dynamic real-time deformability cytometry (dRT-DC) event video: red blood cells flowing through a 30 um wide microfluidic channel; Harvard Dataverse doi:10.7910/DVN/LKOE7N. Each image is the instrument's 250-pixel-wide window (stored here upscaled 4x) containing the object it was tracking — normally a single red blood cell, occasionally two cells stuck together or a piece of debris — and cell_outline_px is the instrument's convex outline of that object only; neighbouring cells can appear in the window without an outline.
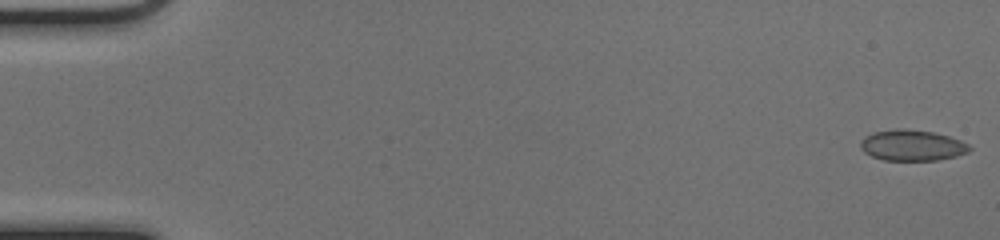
{"species": "common noctule bat (a hibernating species)", "species_latin": "Nyctalus noctula", "temperature_condition": "cold", "stored_images_in_passage": 4, "camera_frame_rate_fps": 3000, "um_per_image_px": 0.085, "animal": {"sex": "female", "body_mass_g": 17.0, "forearm_length_mm": 48.0}, "frame": {"image": 1, "passage_image": 1, "time_ms": 0.0, "image_size_px": [1000, 240], "cell_outline_px": [[972, 148], [968, 152], [956, 156], [936, 160], [884, 160], [872, 156], [864, 152], [860, 148], [860, 140], [864, 136], [872, 132], [896, 128], [904, 128], [932, 132], [948, 136], [960, 140], [968, 144]], "centroid_in_image_um": [77.49, 12.34], "position_along_channel_um": 7.5, "area_um2": 19.71}}